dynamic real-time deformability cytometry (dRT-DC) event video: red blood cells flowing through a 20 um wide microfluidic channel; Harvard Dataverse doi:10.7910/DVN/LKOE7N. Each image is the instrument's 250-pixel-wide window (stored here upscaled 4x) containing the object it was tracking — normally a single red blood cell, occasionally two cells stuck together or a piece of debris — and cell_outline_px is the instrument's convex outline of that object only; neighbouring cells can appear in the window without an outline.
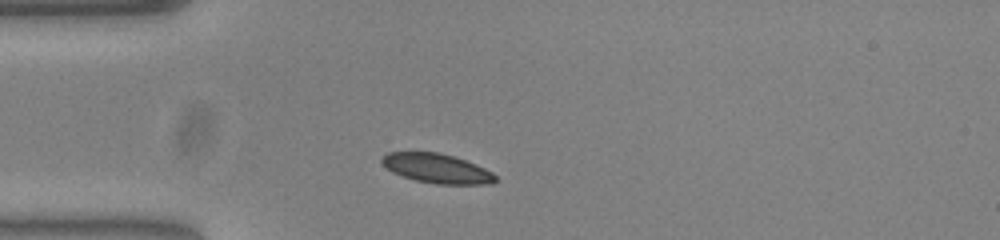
{"species": "common noctule bat (a hibernating species)", "species_latin": "Nyctalus noctula", "temperature_condition": "warm", "stored_images_in_passage": 34, "camera_frame_rate_fps": 3000, "um_per_image_px": 0.085, "animal": {"sex": "female", "body_mass_g": 23.0, "forearm_length_mm": 53.4}, "frame": {"image": 1, "passage_image": 1, "time_ms": 0.0, "image_size_px": [1000, 240], "cell_outline_px": [[496, 180], [492, 184], [436, 184], [416, 180], [392, 172], [380, 160], [388, 152], [440, 152], [464, 160], [484, 168], [492, 172], [496, 176]], "centroid_in_image_um": [37.15, 14.32], "position_along_channel_um": 47.9, "area_um2": 19.19}}
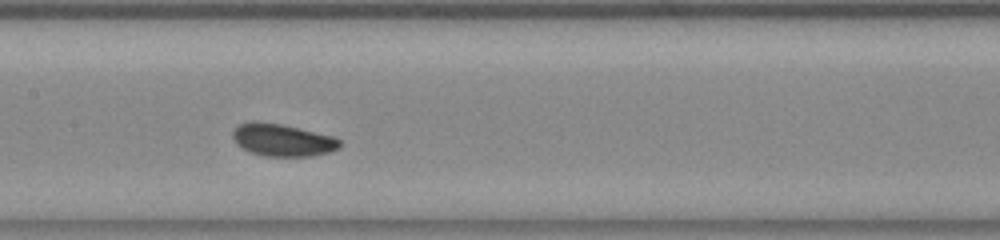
{"frame": {"image": 2, "passage_image": 13, "time_ms": 4.0, "image_size_px": [1000, 240], "cell_outline_px": [[344, 144], [340, 148], [328, 152], [312, 156], [264, 156], [252, 152], [236, 144], [232, 136], [232, 132], [240, 124], [252, 120], [256, 120], [280, 124], [336, 136]], "centroid_in_image_um": [24.05, 11.89], "position_along_channel_um": 183.3, "area_um2": 20.35}}
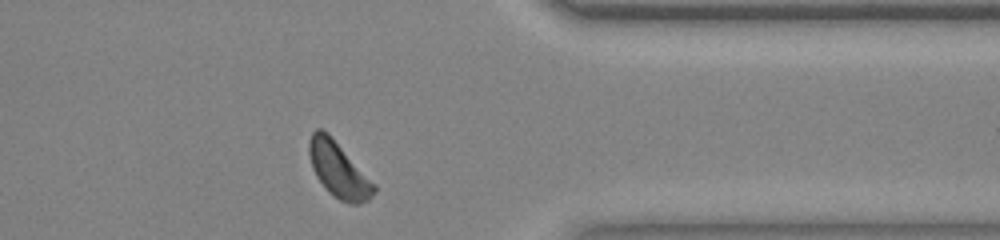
{"frame": {"image": 3, "passage_image": 30, "time_ms": 9.667, "image_size_px": [1000, 240], "cell_outline_px": [[376, 192], [368, 200], [360, 204], [348, 204], [332, 196], [328, 192], [316, 176], [312, 168], [308, 152], [308, 140], [312, 132], [316, 128], [320, 128], [328, 132], [376, 184]], "centroid_in_image_um": [28.78, 14.43], "position_along_channel_um": 382.6, "area_um2": 21.27}, "authors_computed_cell_mechanics": {"area_um2": 20.0566, "velocity_mm_per_s": 3.737, "shape_relaxation_time_tau1_ms": 1.2813, "shape_relaxation_time_tau2_ms": 10.0245, "deformation_change_tau1": 0.0546, "deformation_change_tau2": 0.1232}}